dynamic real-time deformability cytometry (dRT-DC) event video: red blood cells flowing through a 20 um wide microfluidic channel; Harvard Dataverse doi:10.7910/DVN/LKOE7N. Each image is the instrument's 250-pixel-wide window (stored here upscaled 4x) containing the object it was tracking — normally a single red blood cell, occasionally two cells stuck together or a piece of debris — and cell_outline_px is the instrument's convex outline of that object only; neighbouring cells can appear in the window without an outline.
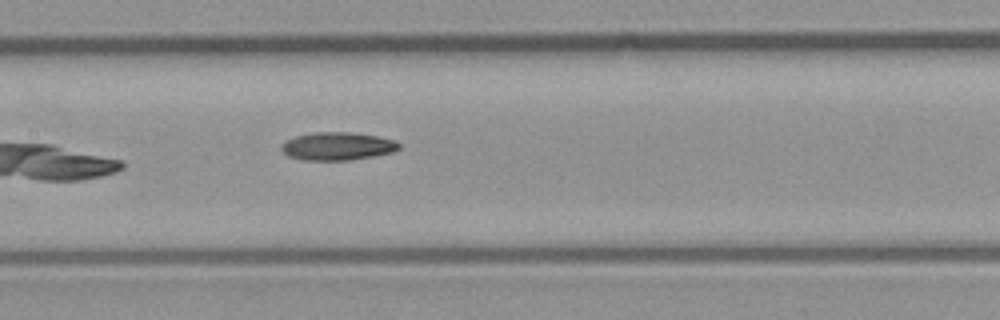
{"species": "common noctule bat (a hibernating species)", "species_latin": "Nyctalus noctula", "temperature_condition": "room temperature", "stored_images_in_passage": 8, "camera_frame_rate_fps": 3000, "um_per_image_px": 0.085, "animal": {"sex": "male", "body_mass_g": 23.1, "forearm_length_mm": 52.7}, "frame": {"image": 1, "passage_image": 8, "time_ms": 2.333, "image_size_px": [1000, 320], "cell_outline_px": [[400, 148], [392, 152], [372, 156], [348, 160], [304, 160], [288, 156], [280, 148], [280, 144], [284, 140], [296, 136], [312, 132], [352, 132], [376, 136], [396, 140], [400, 144]], "centroid_in_image_um": [28.65, 12.42], "position_along_channel_um": 178.7, "area_um2": 19.25}}